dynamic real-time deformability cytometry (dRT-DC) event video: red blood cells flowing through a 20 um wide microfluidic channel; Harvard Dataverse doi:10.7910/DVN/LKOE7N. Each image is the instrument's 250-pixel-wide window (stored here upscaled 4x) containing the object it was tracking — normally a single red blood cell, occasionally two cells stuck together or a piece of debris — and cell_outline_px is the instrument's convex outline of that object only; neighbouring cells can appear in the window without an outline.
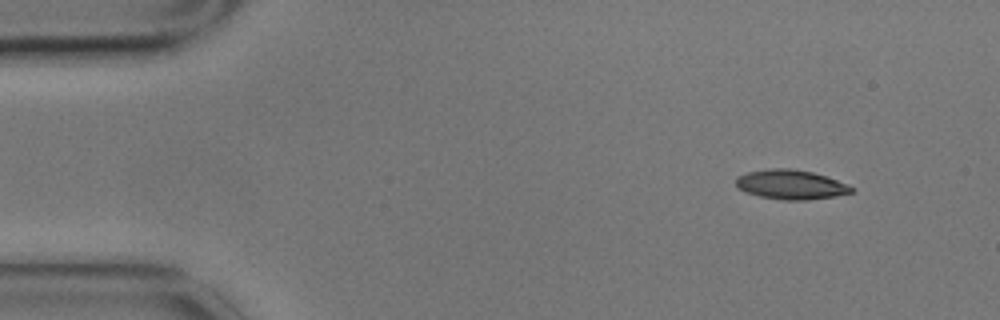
{"species": "common noctule bat (a hibernating species)", "species_latin": "Nyctalus noctula", "temperature_condition": "cold", "stored_images_in_passage": 3, "camera_frame_rate_fps": 3000, "um_per_image_px": 0.085, "animal": {"sex": "male", "body_mass_g": 17.9}, "frame": {"image": 1, "passage_image": 1, "time_ms": 0.0, "image_size_px": [1000, 320], "cell_outline_px": [[856, 188], [852, 192], [836, 196], [808, 200], [784, 200], [760, 196], [744, 192], [736, 184], [736, 176], [748, 172], [768, 168], [792, 168], [812, 172], [848, 184]], "centroid_in_image_um": [67.23, 15.69], "position_along_channel_um": 17.8, "area_um2": 19.88}}